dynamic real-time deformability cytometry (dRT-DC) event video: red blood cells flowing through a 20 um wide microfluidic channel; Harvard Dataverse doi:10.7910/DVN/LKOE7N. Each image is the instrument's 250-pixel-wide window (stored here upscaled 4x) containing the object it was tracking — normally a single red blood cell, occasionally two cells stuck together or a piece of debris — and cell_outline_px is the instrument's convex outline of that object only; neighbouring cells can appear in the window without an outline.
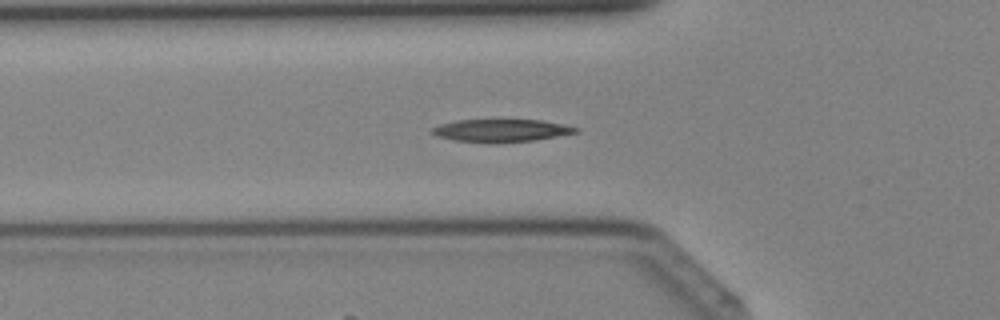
{"species": "Egyptian fruit bat (a non-hibernating species)", "species_latin": "Rousettus aegyptiacus", "temperature_condition": "cold", "stored_images_in_passage": 32, "camera_frame_rate_fps": 3000, "um_per_image_px": 0.085, "animal": {"sex": "female"}, "frame": {"image": 1, "passage_image": 6, "time_ms": 1.667, "image_size_px": [1000, 320], "cell_outline_px": [[580, 132], [536, 140], [496, 144], [488, 144], [456, 140], [436, 136], [432, 132], [432, 128], [440, 124], [456, 120], [544, 120], [580, 128]], "centroid_in_image_um": [42.63, 11.11], "position_along_channel_um": 83.2, "area_um2": 19.31}}
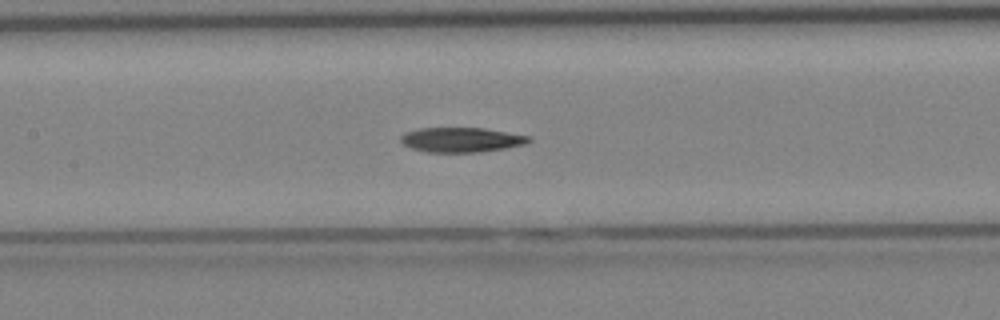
{"frame": {"image": 2, "passage_image": 11, "time_ms": 3.333, "image_size_px": [1000, 320], "cell_outline_px": [[532, 140], [524, 144], [504, 148], [480, 152], [428, 152], [412, 148], [404, 144], [400, 140], [400, 136], [408, 132], [420, 128], [484, 128], [532, 136]], "centroid_in_image_um": [39.25, 11.88], "position_along_channel_um": 168.1, "area_um2": 18.32}}
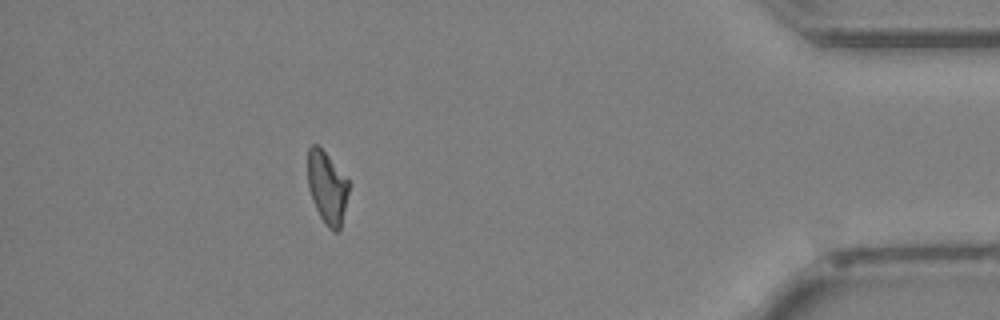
{"frame": {"image": 3, "passage_image": 28, "time_ms": 9.0, "image_size_px": [1000, 320], "cell_outline_px": [[348, 192], [340, 228], [336, 232], [332, 232], [328, 228], [320, 216], [312, 200], [308, 188], [308, 148], [312, 144], [316, 144], [328, 156], [348, 180]], "centroid_in_image_um": [27.78, 15.95], "position_along_channel_um": 407.4, "area_um2": 16.94}}